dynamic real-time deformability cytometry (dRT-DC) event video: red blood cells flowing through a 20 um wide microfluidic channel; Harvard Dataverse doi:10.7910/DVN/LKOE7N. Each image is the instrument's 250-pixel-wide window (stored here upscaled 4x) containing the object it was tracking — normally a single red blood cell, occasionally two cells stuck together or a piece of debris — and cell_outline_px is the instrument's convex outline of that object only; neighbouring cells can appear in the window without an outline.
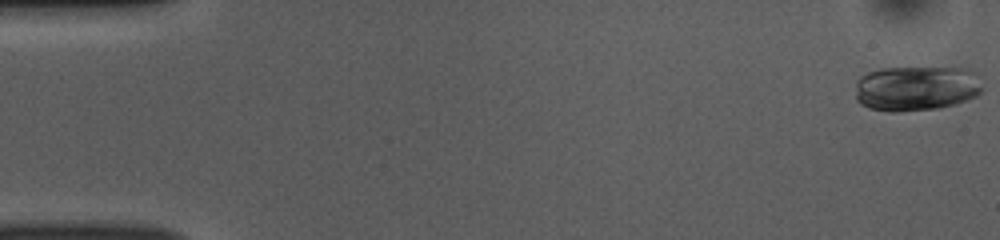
{"species": "common noctule bat (a hibernating species)", "species_latin": "Nyctalus noctula", "temperature_condition": "room temperature", "stored_images_in_passage": 23, "camera_frame_rate_fps": 3000, "um_per_image_px": 0.085, "animal": {"sex": "female", "body_mass_g": 10.0, "forearm_length_mm": 53.1}, "frame": {"image": 1, "passage_image": 1, "time_ms": 0.0, "image_size_px": [1000, 240], "cell_outline_px": [[984, 88], [976, 96], [956, 104], [936, 108], [896, 112], [888, 112], [868, 108], [860, 104], [856, 100], [856, 80], [860, 76], [868, 72], [880, 68], [968, 68], [972, 72]], "centroid_in_image_um": [77.83, 7.51], "position_along_channel_um": 7.2, "area_um2": 33.52}}
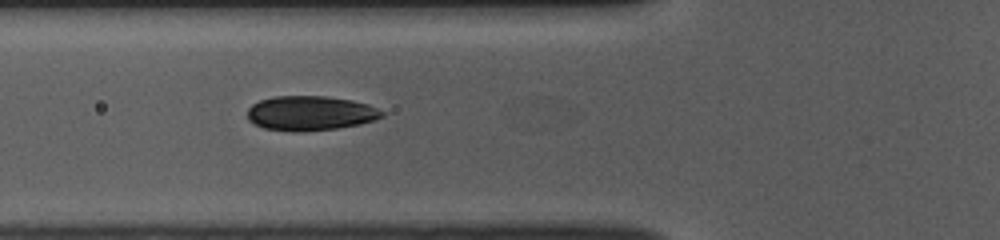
{"frame": {"image": 2, "passage_image": 19, "time_ms": 6.0, "image_size_px": [1000, 240], "cell_outline_px": [[384, 116], [360, 124], [336, 128], [264, 128], [252, 124], [248, 120], [248, 108], [252, 104], [260, 100], [276, 96], [324, 96], [352, 100], [368, 104], [384, 112]], "centroid_in_image_um": [26.38, 9.56], "position_along_channel_um": 99.4, "area_um2": 26.01}}
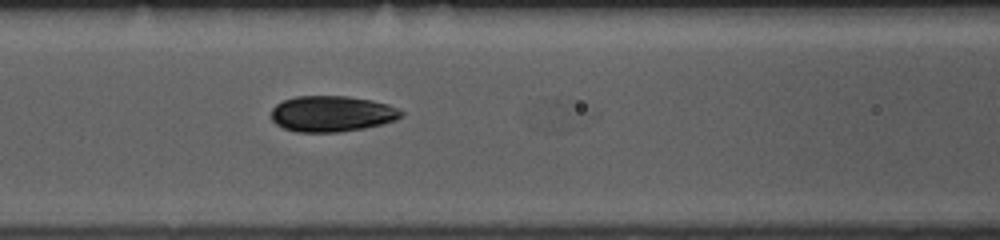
{"frame": {"image": 3, "passage_image": 22, "time_ms": 7.0, "image_size_px": [1000, 240], "cell_outline_px": [[404, 116], [396, 120], [364, 128], [336, 132], [296, 132], [284, 128], [276, 124], [272, 120], [272, 108], [276, 104], [284, 100], [296, 96], [348, 96], [372, 100], [388, 104], [404, 112]], "centroid_in_image_um": [28.21, 9.66], "position_along_channel_um": 138.4, "area_um2": 27.22}}